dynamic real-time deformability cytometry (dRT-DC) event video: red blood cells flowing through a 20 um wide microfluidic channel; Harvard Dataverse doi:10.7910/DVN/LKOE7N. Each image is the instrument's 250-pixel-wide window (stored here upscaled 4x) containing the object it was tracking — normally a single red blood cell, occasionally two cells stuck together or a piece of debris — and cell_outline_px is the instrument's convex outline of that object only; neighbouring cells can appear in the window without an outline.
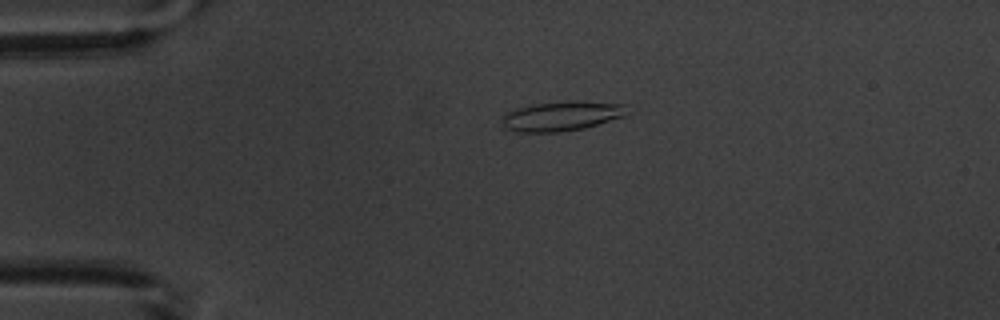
{"species": "common noctule bat (a hibernating species)", "species_latin": "Nyctalus noctula", "temperature_condition": "warm", "stored_images_in_passage": 3, "camera_frame_rate_fps": 3000, "um_per_image_px": 0.085, "animal": {"sex": "male", "body_mass_g": 20.1, "forearm_length_mm": 53.5}, "frame": {"image": 1, "passage_image": 2, "time_ms": 1.333, "image_size_px": [1000, 320], "cell_outline_px": [[628, 104], [624, 116], [584, 128], [556, 132], [516, 132], [504, 128], [504, 112], [516, 108], [536, 104], [572, 100]], "centroid_in_image_um": [47.74, 9.85], "position_along_channel_um": 37.3, "area_um2": 21.5}}